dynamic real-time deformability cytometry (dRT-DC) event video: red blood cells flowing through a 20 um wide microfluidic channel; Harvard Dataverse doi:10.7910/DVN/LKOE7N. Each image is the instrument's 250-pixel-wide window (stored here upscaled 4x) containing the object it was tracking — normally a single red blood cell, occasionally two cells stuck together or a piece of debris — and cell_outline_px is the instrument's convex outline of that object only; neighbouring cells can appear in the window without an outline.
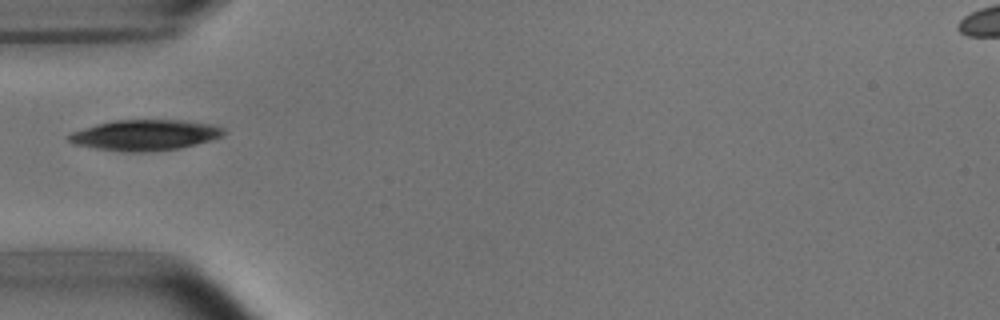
{"species": "common noctule bat (a hibernating species)", "species_latin": "Nyctalus noctula", "temperature_condition": "room temperature", "stored_images_in_passage": 5, "camera_frame_rate_fps": 3000, "um_per_image_px": 0.085, "animal": {"sex": "male", "body_mass_g": 15.6}, "frame": {"image": 1, "passage_image": 5, "time_ms": 5.333, "image_size_px": [1000, 320], "cell_outline_px": [[224, 132], [220, 136], [212, 140], [196, 144], [176, 148], [144, 152], [128, 152], [96, 148], [76, 144], [68, 140], [68, 136], [72, 132], [96, 124], [116, 120], [188, 120], [212, 124], [224, 128]], "centroid_in_image_um": [12.35, 11.47], "position_along_channel_um": 72.7, "area_um2": 27.4}}